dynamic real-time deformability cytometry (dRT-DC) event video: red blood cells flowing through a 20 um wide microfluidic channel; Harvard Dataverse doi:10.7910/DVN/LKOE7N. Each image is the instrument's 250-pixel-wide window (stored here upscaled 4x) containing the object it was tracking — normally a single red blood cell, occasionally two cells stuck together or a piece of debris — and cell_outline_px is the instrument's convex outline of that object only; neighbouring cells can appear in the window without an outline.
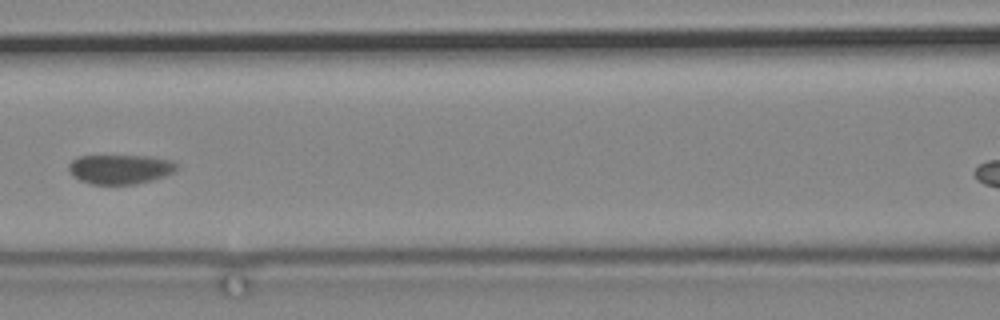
{"species": "common noctule bat (a hibernating species)", "species_latin": "Nyctalus noctula", "temperature_condition": "cold", "stored_images_in_passage": 13, "camera_frame_rate_fps": 3000, "um_per_image_px": 0.085, "animal": {"sex": "male", "body_mass_g": 19.2, "forearm_length_mm": 51.8}, "frame": {"image": 1, "passage_image": 3, "time_ms": 2.333, "image_size_px": [1000, 320], "cell_outline_px": [[176, 168], [172, 172], [164, 176], [152, 180], [136, 184], [92, 184], [80, 180], [72, 176], [68, 168], [68, 164], [72, 160], [80, 156], [148, 156], [172, 160], [176, 164]], "centroid_in_image_um": [10.18, 14.38], "position_along_channel_um": 156.4, "area_um2": 18.44}}
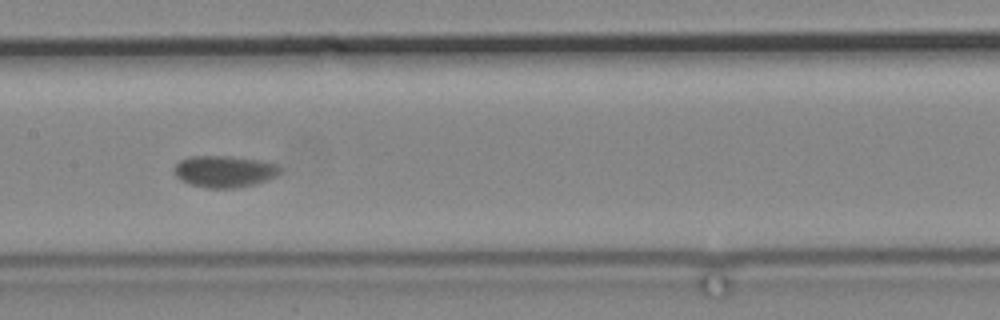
{"frame": {"image": 2, "passage_image": 4, "time_ms": 3.333, "image_size_px": [1000, 320], "cell_outline_px": [[280, 172], [276, 176], [268, 180], [256, 184], [232, 188], [208, 188], [192, 184], [180, 180], [172, 172], [176, 164], [180, 160], [192, 156], [228, 156], [260, 160], [276, 164], [280, 168]], "centroid_in_image_um": [19.06, 14.57], "position_along_channel_um": 188.3, "area_um2": 19.54}}
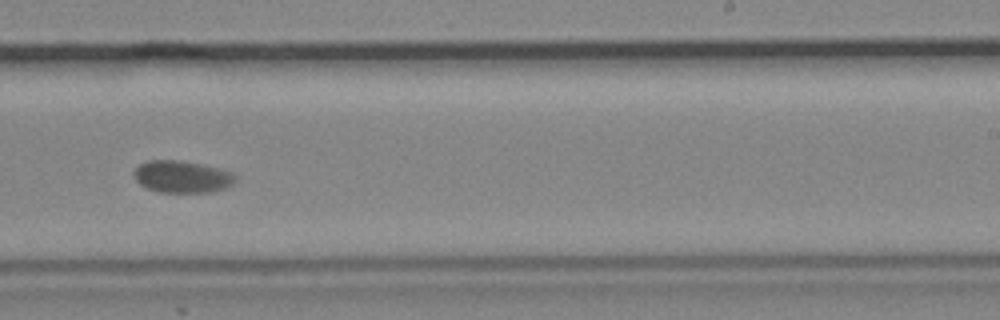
{"frame": {"image": 3, "passage_image": 6, "time_ms": 6.0, "image_size_px": [1000, 320], "cell_outline_px": [[236, 180], [232, 184], [224, 188], [212, 192], [160, 192], [148, 188], [140, 184], [136, 180], [132, 172], [140, 164], [148, 160], [180, 160], [220, 168], [232, 172], [236, 176]], "centroid_in_image_um": [15.48, 15.01], "position_along_channel_um": 273.5, "area_um2": 18.96}}